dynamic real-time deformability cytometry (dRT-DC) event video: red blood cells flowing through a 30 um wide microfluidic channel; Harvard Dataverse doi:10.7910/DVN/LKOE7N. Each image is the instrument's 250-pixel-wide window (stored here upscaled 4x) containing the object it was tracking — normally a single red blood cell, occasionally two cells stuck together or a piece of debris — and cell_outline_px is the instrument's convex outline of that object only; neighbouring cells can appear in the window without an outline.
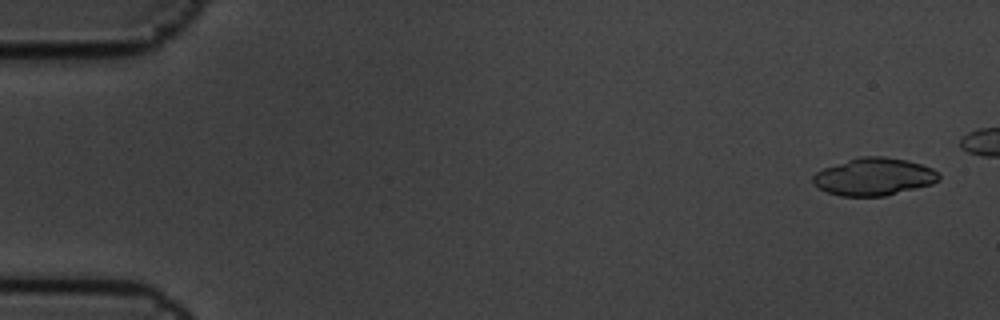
{"species": "common noctule bat (a hibernating species)", "species_latin": "Nyctalus noctula", "temperature_condition": "cold", "stored_images_in_passage": 6, "camera_frame_rate_fps": 3000, "um_per_image_px": 0.085, "animal": {"sex": "male", "body_mass_g": 19.5, "forearm_length_mm": 54.6}, "frame": {"image": 1, "passage_image": 1, "time_ms": 0.0, "image_size_px": [1000, 320], "cell_outline_px": [[940, 180], [932, 184], [884, 196], [840, 196], [828, 192], [812, 184], [812, 176], [816, 172], [824, 168], [860, 156], [884, 156], [908, 160], [932, 168], [940, 176]], "centroid_in_image_um": [74.28, 15.02], "position_along_channel_um": 10.7, "area_um2": 27.46}}